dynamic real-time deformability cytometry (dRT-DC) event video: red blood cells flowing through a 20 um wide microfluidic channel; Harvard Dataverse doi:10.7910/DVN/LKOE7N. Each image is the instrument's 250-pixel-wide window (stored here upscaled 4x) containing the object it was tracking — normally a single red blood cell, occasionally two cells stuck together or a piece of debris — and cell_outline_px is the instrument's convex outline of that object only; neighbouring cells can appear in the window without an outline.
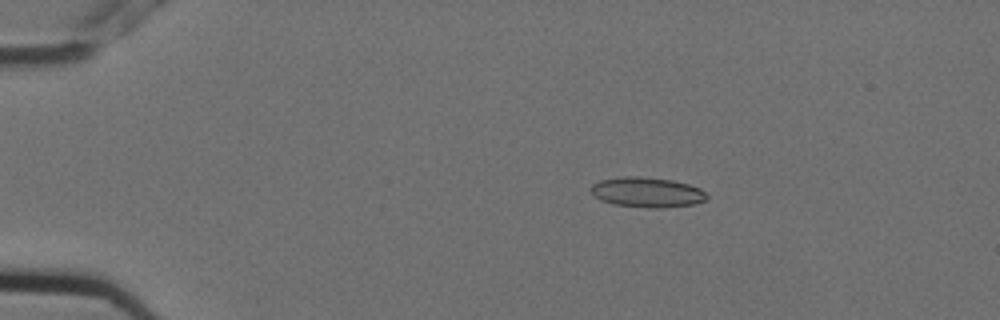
{"species": "Egyptian fruit bat (a non-hibernating species)", "species_latin": "Rousettus aegyptiacus", "temperature_condition": "cold", "stored_images_in_passage": 6, "camera_frame_rate_fps": 3000, "um_per_image_px": 0.085, "animal": {"sex": "female"}, "frame": {"image": 1, "passage_image": 4, "time_ms": 1.0, "image_size_px": [1000, 320], "cell_outline_px": [[708, 200], [696, 204], [664, 208], [648, 208], [612, 204], [600, 200], [588, 188], [592, 184], [600, 180], [624, 176], [640, 176], [672, 180], [688, 184], [700, 188], [708, 196]], "centroid_in_image_um": [55.01, 16.35], "position_along_channel_um": 30.0, "area_um2": 20.58}}
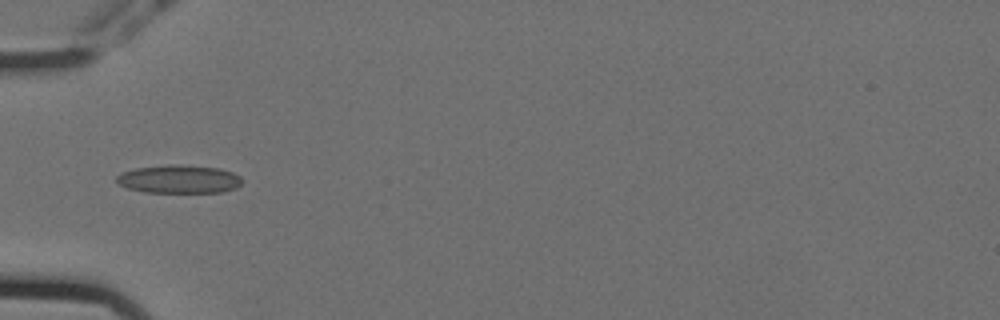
{"frame": {"image": 2, "passage_image": 6, "time_ms": 1.667, "image_size_px": [1000, 320], "cell_outline_px": [[240, 184], [236, 188], [224, 192], [144, 192], [128, 188], [116, 184], [116, 176], [120, 172], [136, 168], [168, 164], [180, 164], [220, 168], [232, 172], [240, 176]], "centroid_in_image_um": [15.18, 15.22], "position_along_channel_um": 69.8, "area_um2": 20.87}}